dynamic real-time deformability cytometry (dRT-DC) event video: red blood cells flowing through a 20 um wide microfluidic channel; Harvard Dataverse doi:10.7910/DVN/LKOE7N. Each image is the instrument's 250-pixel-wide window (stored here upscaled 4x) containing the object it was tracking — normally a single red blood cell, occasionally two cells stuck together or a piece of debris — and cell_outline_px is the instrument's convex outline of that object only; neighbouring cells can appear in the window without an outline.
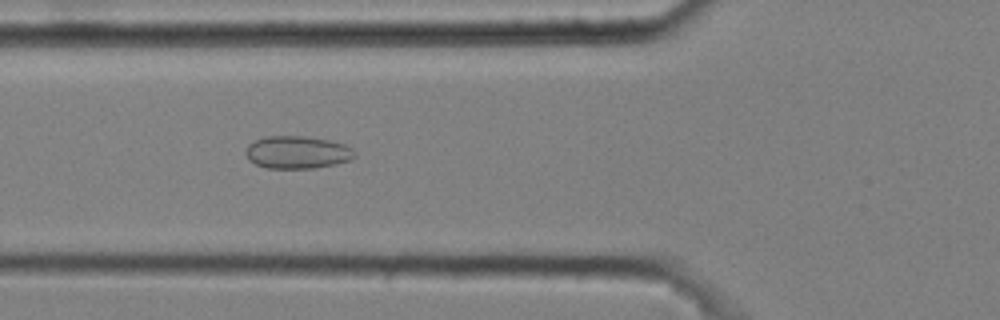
{"species": "common noctule bat (a hibernating species)", "species_latin": "Nyctalus noctula", "temperature_condition": "cold", "stored_images_in_passage": 51, "camera_frame_rate_fps": 3000, "um_per_image_px": 0.085, "animal": {"sex": "male", "body_mass_g": 20.4}, "frame": {"image": 1, "passage_image": 20, "time_ms": 6.333, "image_size_px": [1000, 320], "cell_outline_px": [[356, 156], [348, 160], [336, 164], [316, 168], [264, 168], [248, 160], [244, 152], [248, 144], [264, 136], [304, 136], [328, 140], [344, 144], [352, 148], [356, 152]], "centroid_in_image_um": [25.25, 12.95], "position_along_channel_um": 100.6, "area_um2": 20.87}}
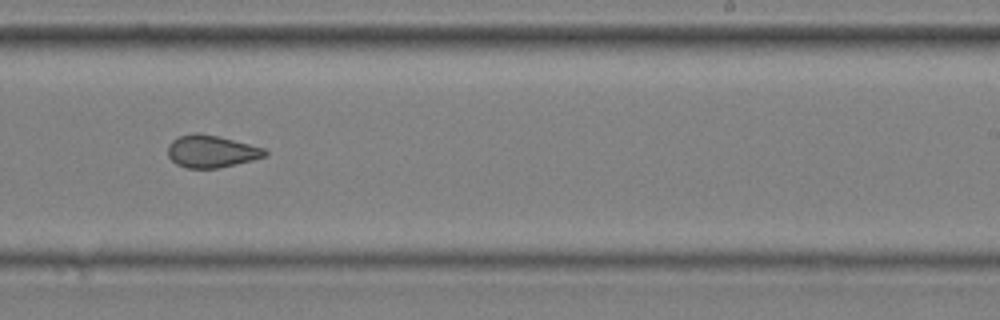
{"frame": {"image": 2, "passage_image": 34, "time_ms": 11.0, "image_size_px": [1000, 320], "cell_outline_px": [[268, 156], [220, 168], [188, 168], [176, 164], [168, 156], [168, 144], [172, 140], [180, 136], [192, 132], [200, 132], [264, 148], [268, 152]], "centroid_in_image_um": [17.95, 12.87], "position_along_channel_um": 271.0, "area_um2": 18.26}}
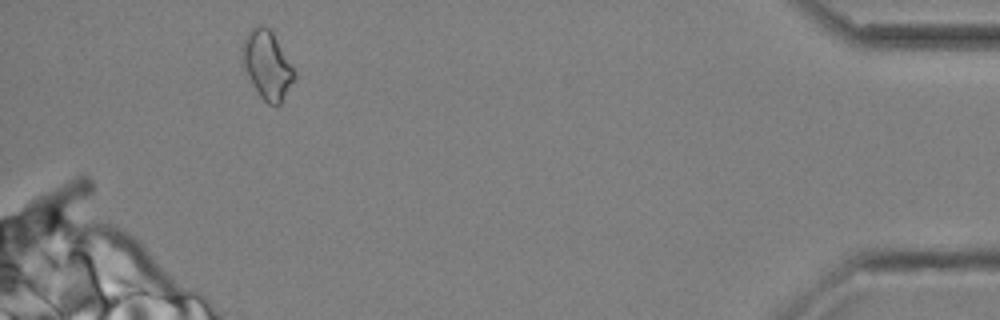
{"frame": {"image": 3, "passage_image": 50, "time_ms": 16.333, "image_size_px": [1000, 320], "cell_outline_px": [[296, 76], [280, 104], [276, 108], [268, 104], [260, 96], [252, 84], [240, 60], [240, 48], [244, 36], [252, 28], [268, 28], [272, 32], [296, 72]], "centroid_in_image_um": [22.67, 5.56], "position_along_channel_um": 412.5, "area_um2": 20.63}, "authors_computed_cell_mechanics": {"area_um2": 19.363, "velocity_mm_per_s": 3.6548, "shape_relaxation_time_tau1_ms": null, "shape_relaxation_time_tau2_ms": 1.8434, "deformation_change_tau1": null, "deformation_change_tau2": 0.08}}